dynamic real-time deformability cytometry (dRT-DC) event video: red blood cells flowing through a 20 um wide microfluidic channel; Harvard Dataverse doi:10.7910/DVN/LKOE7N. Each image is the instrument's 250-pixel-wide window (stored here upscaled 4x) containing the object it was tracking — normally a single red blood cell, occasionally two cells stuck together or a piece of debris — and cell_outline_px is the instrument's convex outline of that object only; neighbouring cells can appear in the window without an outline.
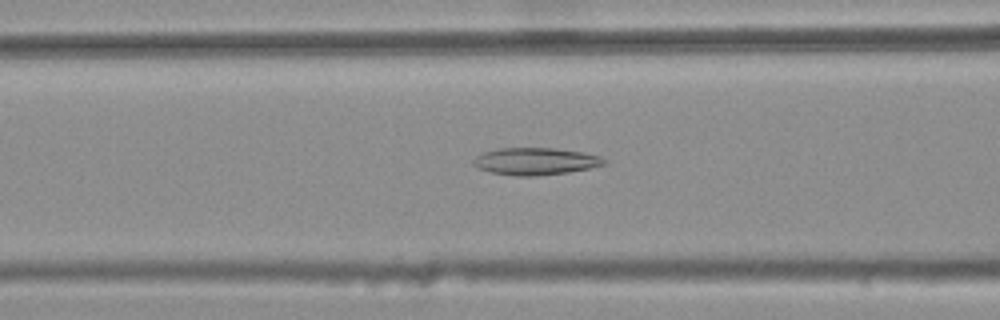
{"species": "common noctule bat (a hibernating species)", "species_latin": "Nyctalus noctula", "temperature_condition": "warm", "stored_images_in_passage": 47, "camera_frame_rate_fps": 3000, "um_per_image_px": 0.085, "animal": {"sex": "female", "body_mass_g": 25.1}, "frame": {"image": 1, "passage_image": 21, "time_ms": 6.667, "image_size_px": [1000, 320], "cell_outline_px": [[608, 164], [568, 172], [536, 176], [516, 176], [492, 172], [476, 168], [472, 164], [472, 160], [476, 156], [484, 152], [500, 148], [556, 148], [584, 152], [600, 156], [608, 160]], "centroid_in_image_um": [45.53, 13.71], "position_along_channel_um": 121.1, "area_um2": 20.87}}
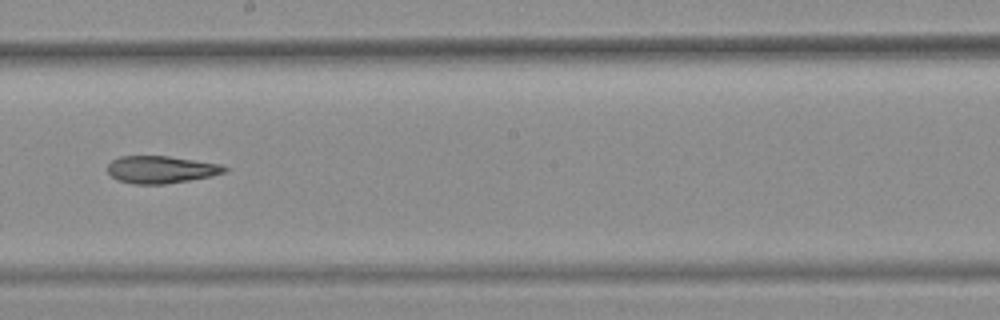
{"frame": {"image": 2, "passage_image": 30, "time_ms": 9.667, "image_size_px": [1000, 320], "cell_outline_px": [[228, 168], [224, 172], [212, 176], [164, 184], [132, 184], [120, 180], [112, 176], [108, 172], [108, 164], [112, 160], [120, 156], [168, 156], [220, 164]], "centroid_in_image_um": [13.67, 14.41], "position_along_channel_um": 234.5, "area_um2": 18.44}}
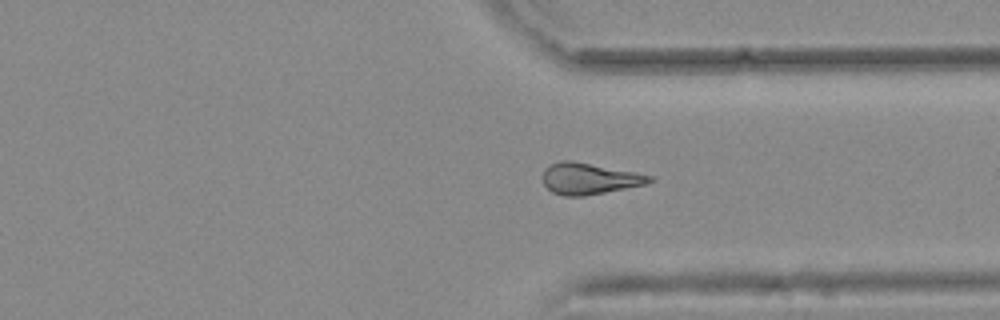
{"frame": {"image": 3, "passage_image": 40, "time_ms": 13.0, "image_size_px": [1000, 320], "cell_outline_px": [[652, 180], [644, 184], [584, 196], [564, 196], [552, 192], [544, 184], [544, 168], [560, 160], [572, 160], [636, 172], [652, 176]], "centroid_in_image_um": [50.05, 15.17], "position_along_channel_um": 361.4, "area_um2": 19.19}, "authors_computed_cell_mechanics": {"area_um2": 19.8254, "velocity_mm_per_s": 3.7858, "shape_relaxation_time_tau1_ms": null, "shape_relaxation_time_tau2_ms": 9.0206, "deformation_change_tau1": null, "deformation_change_tau2": 0.2314}}